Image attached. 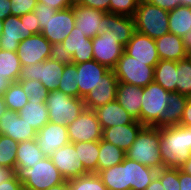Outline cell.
Returning <instances> with one entry per match:
<instances>
[{
	"label": "cell",
	"instance_id": "obj_1",
	"mask_svg": "<svg viewBox=\"0 0 191 190\" xmlns=\"http://www.w3.org/2000/svg\"><path fill=\"white\" fill-rule=\"evenodd\" d=\"M160 155L164 168H180L191 156V127L159 128Z\"/></svg>",
	"mask_w": 191,
	"mask_h": 190
},
{
	"label": "cell",
	"instance_id": "obj_2",
	"mask_svg": "<svg viewBox=\"0 0 191 190\" xmlns=\"http://www.w3.org/2000/svg\"><path fill=\"white\" fill-rule=\"evenodd\" d=\"M40 23L41 34L57 49L75 26L72 7L54 10L37 2L33 10Z\"/></svg>",
	"mask_w": 191,
	"mask_h": 190
},
{
	"label": "cell",
	"instance_id": "obj_3",
	"mask_svg": "<svg viewBox=\"0 0 191 190\" xmlns=\"http://www.w3.org/2000/svg\"><path fill=\"white\" fill-rule=\"evenodd\" d=\"M125 155L128 159L155 170L163 168L159 147V128L144 126Z\"/></svg>",
	"mask_w": 191,
	"mask_h": 190
},
{
	"label": "cell",
	"instance_id": "obj_4",
	"mask_svg": "<svg viewBox=\"0 0 191 190\" xmlns=\"http://www.w3.org/2000/svg\"><path fill=\"white\" fill-rule=\"evenodd\" d=\"M15 175L24 190H47L65 181L50 157H44L30 168L16 167Z\"/></svg>",
	"mask_w": 191,
	"mask_h": 190
},
{
	"label": "cell",
	"instance_id": "obj_5",
	"mask_svg": "<svg viewBox=\"0 0 191 190\" xmlns=\"http://www.w3.org/2000/svg\"><path fill=\"white\" fill-rule=\"evenodd\" d=\"M168 13L165 9L140 0L133 16L135 30L154 40L162 37L169 33Z\"/></svg>",
	"mask_w": 191,
	"mask_h": 190
},
{
	"label": "cell",
	"instance_id": "obj_6",
	"mask_svg": "<svg viewBox=\"0 0 191 190\" xmlns=\"http://www.w3.org/2000/svg\"><path fill=\"white\" fill-rule=\"evenodd\" d=\"M64 67L65 59L55 54L42 63L21 66L18 81H40L49 92L55 91L59 87Z\"/></svg>",
	"mask_w": 191,
	"mask_h": 190
},
{
	"label": "cell",
	"instance_id": "obj_7",
	"mask_svg": "<svg viewBox=\"0 0 191 190\" xmlns=\"http://www.w3.org/2000/svg\"><path fill=\"white\" fill-rule=\"evenodd\" d=\"M45 103L49 122L59 125L72 123L85 109L82 98L71 97L58 90L49 92Z\"/></svg>",
	"mask_w": 191,
	"mask_h": 190
},
{
	"label": "cell",
	"instance_id": "obj_8",
	"mask_svg": "<svg viewBox=\"0 0 191 190\" xmlns=\"http://www.w3.org/2000/svg\"><path fill=\"white\" fill-rule=\"evenodd\" d=\"M154 68L123 52L112 70L119 82L146 87L154 81Z\"/></svg>",
	"mask_w": 191,
	"mask_h": 190
},
{
	"label": "cell",
	"instance_id": "obj_9",
	"mask_svg": "<svg viewBox=\"0 0 191 190\" xmlns=\"http://www.w3.org/2000/svg\"><path fill=\"white\" fill-rule=\"evenodd\" d=\"M161 85L152 82L143 87L141 102L140 123L144 126H155L168 105V94Z\"/></svg>",
	"mask_w": 191,
	"mask_h": 190
},
{
	"label": "cell",
	"instance_id": "obj_10",
	"mask_svg": "<svg viewBox=\"0 0 191 190\" xmlns=\"http://www.w3.org/2000/svg\"><path fill=\"white\" fill-rule=\"evenodd\" d=\"M56 54L75 64L94 60L92 39L73 28L71 34L56 49Z\"/></svg>",
	"mask_w": 191,
	"mask_h": 190
},
{
	"label": "cell",
	"instance_id": "obj_11",
	"mask_svg": "<svg viewBox=\"0 0 191 190\" xmlns=\"http://www.w3.org/2000/svg\"><path fill=\"white\" fill-rule=\"evenodd\" d=\"M67 131L71 143L100 141L103 132L94 111L86 108L67 125Z\"/></svg>",
	"mask_w": 191,
	"mask_h": 190
},
{
	"label": "cell",
	"instance_id": "obj_12",
	"mask_svg": "<svg viewBox=\"0 0 191 190\" xmlns=\"http://www.w3.org/2000/svg\"><path fill=\"white\" fill-rule=\"evenodd\" d=\"M17 54L23 65L42 63L56 54V48L40 33L19 43Z\"/></svg>",
	"mask_w": 191,
	"mask_h": 190
},
{
	"label": "cell",
	"instance_id": "obj_13",
	"mask_svg": "<svg viewBox=\"0 0 191 190\" xmlns=\"http://www.w3.org/2000/svg\"><path fill=\"white\" fill-rule=\"evenodd\" d=\"M75 15V28L88 38L108 32L105 26V12L81 4L72 6Z\"/></svg>",
	"mask_w": 191,
	"mask_h": 190
},
{
	"label": "cell",
	"instance_id": "obj_14",
	"mask_svg": "<svg viewBox=\"0 0 191 190\" xmlns=\"http://www.w3.org/2000/svg\"><path fill=\"white\" fill-rule=\"evenodd\" d=\"M94 60L112 70L124 52L117 38L106 32L92 38Z\"/></svg>",
	"mask_w": 191,
	"mask_h": 190
},
{
	"label": "cell",
	"instance_id": "obj_15",
	"mask_svg": "<svg viewBox=\"0 0 191 190\" xmlns=\"http://www.w3.org/2000/svg\"><path fill=\"white\" fill-rule=\"evenodd\" d=\"M50 159L65 180L88 174L80 161L74 143L69 142L62 146L50 156Z\"/></svg>",
	"mask_w": 191,
	"mask_h": 190
},
{
	"label": "cell",
	"instance_id": "obj_16",
	"mask_svg": "<svg viewBox=\"0 0 191 190\" xmlns=\"http://www.w3.org/2000/svg\"><path fill=\"white\" fill-rule=\"evenodd\" d=\"M78 97L84 99L86 95L96 88L110 69L95 60L76 64Z\"/></svg>",
	"mask_w": 191,
	"mask_h": 190
},
{
	"label": "cell",
	"instance_id": "obj_17",
	"mask_svg": "<svg viewBox=\"0 0 191 190\" xmlns=\"http://www.w3.org/2000/svg\"><path fill=\"white\" fill-rule=\"evenodd\" d=\"M124 52L146 65L155 67L160 61L155 40L135 31L132 39L124 47Z\"/></svg>",
	"mask_w": 191,
	"mask_h": 190
},
{
	"label": "cell",
	"instance_id": "obj_18",
	"mask_svg": "<svg viewBox=\"0 0 191 190\" xmlns=\"http://www.w3.org/2000/svg\"><path fill=\"white\" fill-rule=\"evenodd\" d=\"M45 157H50L56 150L69 143L67 125L48 122L35 138Z\"/></svg>",
	"mask_w": 191,
	"mask_h": 190
},
{
	"label": "cell",
	"instance_id": "obj_19",
	"mask_svg": "<svg viewBox=\"0 0 191 190\" xmlns=\"http://www.w3.org/2000/svg\"><path fill=\"white\" fill-rule=\"evenodd\" d=\"M0 135H6L18 143L35 139L37 131L23 120L18 112L7 109L0 118Z\"/></svg>",
	"mask_w": 191,
	"mask_h": 190
},
{
	"label": "cell",
	"instance_id": "obj_20",
	"mask_svg": "<svg viewBox=\"0 0 191 190\" xmlns=\"http://www.w3.org/2000/svg\"><path fill=\"white\" fill-rule=\"evenodd\" d=\"M118 82L113 70H110L103 76V81L83 99L85 108L94 110L99 106L116 100Z\"/></svg>",
	"mask_w": 191,
	"mask_h": 190
},
{
	"label": "cell",
	"instance_id": "obj_21",
	"mask_svg": "<svg viewBox=\"0 0 191 190\" xmlns=\"http://www.w3.org/2000/svg\"><path fill=\"white\" fill-rule=\"evenodd\" d=\"M3 33L0 37V49L17 52L19 43L26 39L25 15H10L3 20Z\"/></svg>",
	"mask_w": 191,
	"mask_h": 190
},
{
	"label": "cell",
	"instance_id": "obj_22",
	"mask_svg": "<svg viewBox=\"0 0 191 190\" xmlns=\"http://www.w3.org/2000/svg\"><path fill=\"white\" fill-rule=\"evenodd\" d=\"M143 127V124L135 120L130 124L105 128L102 132V139L126 152Z\"/></svg>",
	"mask_w": 191,
	"mask_h": 190
},
{
	"label": "cell",
	"instance_id": "obj_23",
	"mask_svg": "<svg viewBox=\"0 0 191 190\" xmlns=\"http://www.w3.org/2000/svg\"><path fill=\"white\" fill-rule=\"evenodd\" d=\"M102 130L112 126L133 123L135 119L116 101L108 102L93 110Z\"/></svg>",
	"mask_w": 191,
	"mask_h": 190
},
{
	"label": "cell",
	"instance_id": "obj_24",
	"mask_svg": "<svg viewBox=\"0 0 191 190\" xmlns=\"http://www.w3.org/2000/svg\"><path fill=\"white\" fill-rule=\"evenodd\" d=\"M116 101L136 120L140 122L143 87L118 82Z\"/></svg>",
	"mask_w": 191,
	"mask_h": 190
},
{
	"label": "cell",
	"instance_id": "obj_25",
	"mask_svg": "<svg viewBox=\"0 0 191 190\" xmlns=\"http://www.w3.org/2000/svg\"><path fill=\"white\" fill-rule=\"evenodd\" d=\"M105 26L108 28V33L114 35L118 43L124 47L136 31L133 17L108 12L105 13Z\"/></svg>",
	"mask_w": 191,
	"mask_h": 190
},
{
	"label": "cell",
	"instance_id": "obj_26",
	"mask_svg": "<svg viewBox=\"0 0 191 190\" xmlns=\"http://www.w3.org/2000/svg\"><path fill=\"white\" fill-rule=\"evenodd\" d=\"M187 101V96L178 92H170L168 94V105L160 116V121L154 127L166 128L180 125Z\"/></svg>",
	"mask_w": 191,
	"mask_h": 190
},
{
	"label": "cell",
	"instance_id": "obj_27",
	"mask_svg": "<svg viewBox=\"0 0 191 190\" xmlns=\"http://www.w3.org/2000/svg\"><path fill=\"white\" fill-rule=\"evenodd\" d=\"M157 52L160 60L179 61L188 57L184 48L182 37L167 33L160 38L155 39Z\"/></svg>",
	"mask_w": 191,
	"mask_h": 190
},
{
	"label": "cell",
	"instance_id": "obj_28",
	"mask_svg": "<svg viewBox=\"0 0 191 190\" xmlns=\"http://www.w3.org/2000/svg\"><path fill=\"white\" fill-rule=\"evenodd\" d=\"M157 174V170L127 158L128 190H145Z\"/></svg>",
	"mask_w": 191,
	"mask_h": 190
},
{
	"label": "cell",
	"instance_id": "obj_29",
	"mask_svg": "<svg viewBox=\"0 0 191 190\" xmlns=\"http://www.w3.org/2000/svg\"><path fill=\"white\" fill-rule=\"evenodd\" d=\"M46 101H36L31 97L28 103L18 111L19 116L30 124L37 132L49 122Z\"/></svg>",
	"mask_w": 191,
	"mask_h": 190
},
{
	"label": "cell",
	"instance_id": "obj_30",
	"mask_svg": "<svg viewBox=\"0 0 191 190\" xmlns=\"http://www.w3.org/2000/svg\"><path fill=\"white\" fill-rule=\"evenodd\" d=\"M108 190H128L127 157L122 163L102 170L97 174Z\"/></svg>",
	"mask_w": 191,
	"mask_h": 190
},
{
	"label": "cell",
	"instance_id": "obj_31",
	"mask_svg": "<svg viewBox=\"0 0 191 190\" xmlns=\"http://www.w3.org/2000/svg\"><path fill=\"white\" fill-rule=\"evenodd\" d=\"M45 157L35 139L18 144L16 151V167L30 168Z\"/></svg>",
	"mask_w": 191,
	"mask_h": 190
},
{
	"label": "cell",
	"instance_id": "obj_32",
	"mask_svg": "<svg viewBox=\"0 0 191 190\" xmlns=\"http://www.w3.org/2000/svg\"><path fill=\"white\" fill-rule=\"evenodd\" d=\"M169 33L179 37L191 31V7L180 5L168 13Z\"/></svg>",
	"mask_w": 191,
	"mask_h": 190
},
{
	"label": "cell",
	"instance_id": "obj_33",
	"mask_svg": "<svg viewBox=\"0 0 191 190\" xmlns=\"http://www.w3.org/2000/svg\"><path fill=\"white\" fill-rule=\"evenodd\" d=\"M177 61L160 60L154 68V82L169 92H176Z\"/></svg>",
	"mask_w": 191,
	"mask_h": 190
},
{
	"label": "cell",
	"instance_id": "obj_34",
	"mask_svg": "<svg viewBox=\"0 0 191 190\" xmlns=\"http://www.w3.org/2000/svg\"><path fill=\"white\" fill-rule=\"evenodd\" d=\"M126 157L125 152L112 143L103 139L99 141V155L97 164V174L109 167L122 163Z\"/></svg>",
	"mask_w": 191,
	"mask_h": 190
},
{
	"label": "cell",
	"instance_id": "obj_35",
	"mask_svg": "<svg viewBox=\"0 0 191 190\" xmlns=\"http://www.w3.org/2000/svg\"><path fill=\"white\" fill-rule=\"evenodd\" d=\"M76 152L88 173L97 174V164L99 155V141L74 143Z\"/></svg>",
	"mask_w": 191,
	"mask_h": 190
},
{
	"label": "cell",
	"instance_id": "obj_36",
	"mask_svg": "<svg viewBox=\"0 0 191 190\" xmlns=\"http://www.w3.org/2000/svg\"><path fill=\"white\" fill-rule=\"evenodd\" d=\"M21 63L17 52L0 49V76L12 82H17L20 76Z\"/></svg>",
	"mask_w": 191,
	"mask_h": 190
},
{
	"label": "cell",
	"instance_id": "obj_37",
	"mask_svg": "<svg viewBox=\"0 0 191 190\" xmlns=\"http://www.w3.org/2000/svg\"><path fill=\"white\" fill-rule=\"evenodd\" d=\"M77 67L75 63L65 60V67L60 79L58 91L71 97H78Z\"/></svg>",
	"mask_w": 191,
	"mask_h": 190
},
{
	"label": "cell",
	"instance_id": "obj_38",
	"mask_svg": "<svg viewBox=\"0 0 191 190\" xmlns=\"http://www.w3.org/2000/svg\"><path fill=\"white\" fill-rule=\"evenodd\" d=\"M3 98L9 110L18 112L28 103L29 97L17 81L10 83L8 89L3 93Z\"/></svg>",
	"mask_w": 191,
	"mask_h": 190
},
{
	"label": "cell",
	"instance_id": "obj_39",
	"mask_svg": "<svg viewBox=\"0 0 191 190\" xmlns=\"http://www.w3.org/2000/svg\"><path fill=\"white\" fill-rule=\"evenodd\" d=\"M176 92L191 97V60L189 57L177 62Z\"/></svg>",
	"mask_w": 191,
	"mask_h": 190
},
{
	"label": "cell",
	"instance_id": "obj_40",
	"mask_svg": "<svg viewBox=\"0 0 191 190\" xmlns=\"http://www.w3.org/2000/svg\"><path fill=\"white\" fill-rule=\"evenodd\" d=\"M18 142L6 135H0V167L15 170Z\"/></svg>",
	"mask_w": 191,
	"mask_h": 190
},
{
	"label": "cell",
	"instance_id": "obj_41",
	"mask_svg": "<svg viewBox=\"0 0 191 190\" xmlns=\"http://www.w3.org/2000/svg\"><path fill=\"white\" fill-rule=\"evenodd\" d=\"M68 181L70 190H108L96 173H88Z\"/></svg>",
	"mask_w": 191,
	"mask_h": 190
},
{
	"label": "cell",
	"instance_id": "obj_42",
	"mask_svg": "<svg viewBox=\"0 0 191 190\" xmlns=\"http://www.w3.org/2000/svg\"><path fill=\"white\" fill-rule=\"evenodd\" d=\"M156 177L161 181L165 190H180L179 168H161Z\"/></svg>",
	"mask_w": 191,
	"mask_h": 190
},
{
	"label": "cell",
	"instance_id": "obj_43",
	"mask_svg": "<svg viewBox=\"0 0 191 190\" xmlns=\"http://www.w3.org/2000/svg\"><path fill=\"white\" fill-rule=\"evenodd\" d=\"M140 0H110L109 13L133 17Z\"/></svg>",
	"mask_w": 191,
	"mask_h": 190
},
{
	"label": "cell",
	"instance_id": "obj_44",
	"mask_svg": "<svg viewBox=\"0 0 191 190\" xmlns=\"http://www.w3.org/2000/svg\"><path fill=\"white\" fill-rule=\"evenodd\" d=\"M18 82L28 97H31L36 101H46L49 91L42 85L40 81L27 80Z\"/></svg>",
	"mask_w": 191,
	"mask_h": 190
},
{
	"label": "cell",
	"instance_id": "obj_45",
	"mask_svg": "<svg viewBox=\"0 0 191 190\" xmlns=\"http://www.w3.org/2000/svg\"><path fill=\"white\" fill-rule=\"evenodd\" d=\"M11 2V15L20 17L33 12L38 0H11Z\"/></svg>",
	"mask_w": 191,
	"mask_h": 190
},
{
	"label": "cell",
	"instance_id": "obj_46",
	"mask_svg": "<svg viewBox=\"0 0 191 190\" xmlns=\"http://www.w3.org/2000/svg\"><path fill=\"white\" fill-rule=\"evenodd\" d=\"M26 38L33 34H40V23L34 12L25 14Z\"/></svg>",
	"mask_w": 191,
	"mask_h": 190
},
{
	"label": "cell",
	"instance_id": "obj_47",
	"mask_svg": "<svg viewBox=\"0 0 191 190\" xmlns=\"http://www.w3.org/2000/svg\"><path fill=\"white\" fill-rule=\"evenodd\" d=\"M79 4L109 13L110 0H82Z\"/></svg>",
	"mask_w": 191,
	"mask_h": 190
},
{
	"label": "cell",
	"instance_id": "obj_48",
	"mask_svg": "<svg viewBox=\"0 0 191 190\" xmlns=\"http://www.w3.org/2000/svg\"><path fill=\"white\" fill-rule=\"evenodd\" d=\"M38 2L54 10H62L73 6L70 0H38Z\"/></svg>",
	"mask_w": 191,
	"mask_h": 190
},
{
	"label": "cell",
	"instance_id": "obj_49",
	"mask_svg": "<svg viewBox=\"0 0 191 190\" xmlns=\"http://www.w3.org/2000/svg\"><path fill=\"white\" fill-rule=\"evenodd\" d=\"M148 3L158 6L167 11L174 10L176 7L180 6V0H145Z\"/></svg>",
	"mask_w": 191,
	"mask_h": 190
},
{
	"label": "cell",
	"instance_id": "obj_50",
	"mask_svg": "<svg viewBox=\"0 0 191 190\" xmlns=\"http://www.w3.org/2000/svg\"><path fill=\"white\" fill-rule=\"evenodd\" d=\"M0 190H24V188L23 184L17 179V176L15 175L12 179L1 182Z\"/></svg>",
	"mask_w": 191,
	"mask_h": 190
},
{
	"label": "cell",
	"instance_id": "obj_51",
	"mask_svg": "<svg viewBox=\"0 0 191 190\" xmlns=\"http://www.w3.org/2000/svg\"><path fill=\"white\" fill-rule=\"evenodd\" d=\"M180 125L185 127H191V97H188V101L185 105Z\"/></svg>",
	"mask_w": 191,
	"mask_h": 190
},
{
	"label": "cell",
	"instance_id": "obj_52",
	"mask_svg": "<svg viewBox=\"0 0 191 190\" xmlns=\"http://www.w3.org/2000/svg\"><path fill=\"white\" fill-rule=\"evenodd\" d=\"M180 190H191V175L179 169Z\"/></svg>",
	"mask_w": 191,
	"mask_h": 190
},
{
	"label": "cell",
	"instance_id": "obj_53",
	"mask_svg": "<svg viewBox=\"0 0 191 190\" xmlns=\"http://www.w3.org/2000/svg\"><path fill=\"white\" fill-rule=\"evenodd\" d=\"M11 0H0V19L4 20L11 15Z\"/></svg>",
	"mask_w": 191,
	"mask_h": 190
},
{
	"label": "cell",
	"instance_id": "obj_54",
	"mask_svg": "<svg viewBox=\"0 0 191 190\" xmlns=\"http://www.w3.org/2000/svg\"><path fill=\"white\" fill-rule=\"evenodd\" d=\"M15 176V170L6 167H0V183L8 181Z\"/></svg>",
	"mask_w": 191,
	"mask_h": 190
},
{
	"label": "cell",
	"instance_id": "obj_55",
	"mask_svg": "<svg viewBox=\"0 0 191 190\" xmlns=\"http://www.w3.org/2000/svg\"><path fill=\"white\" fill-rule=\"evenodd\" d=\"M145 190H165L161 181L155 176Z\"/></svg>",
	"mask_w": 191,
	"mask_h": 190
},
{
	"label": "cell",
	"instance_id": "obj_56",
	"mask_svg": "<svg viewBox=\"0 0 191 190\" xmlns=\"http://www.w3.org/2000/svg\"><path fill=\"white\" fill-rule=\"evenodd\" d=\"M182 41L184 43V48L187 53H191V31H188L185 36L182 37Z\"/></svg>",
	"mask_w": 191,
	"mask_h": 190
},
{
	"label": "cell",
	"instance_id": "obj_57",
	"mask_svg": "<svg viewBox=\"0 0 191 190\" xmlns=\"http://www.w3.org/2000/svg\"><path fill=\"white\" fill-rule=\"evenodd\" d=\"M47 190H70L69 181L65 180L64 182L54 185V186L48 188Z\"/></svg>",
	"mask_w": 191,
	"mask_h": 190
},
{
	"label": "cell",
	"instance_id": "obj_58",
	"mask_svg": "<svg viewBox=\"0 0 191 190\" xmlns=\"http://www.w3.org/2000/svg\"><path fill=\"white\" fill-rule=\"evenodd\" d=\"M10 81L0 76V94H3L9 87Z\"/></svg>",
	"mask_w": 191,
	"mask_h": 190
},
{
	"label": "cell",
	"instance_id": "obj_59",
	"mask_svg": "<svg viewBox=\"0 0 191 190\" xmlns=\"http://www.w3.org/2000/svg\"><path fill=\"white\" fill-rule=\"evenodd\" d=\"M179 169L184 173L191 175V156Z\"/></svg>",
	"mask_w": 191,
	"mask_h": 190
},
{
	"label": "cell",
	"instance_id": "obj_60",
	"mask_svg": "<svg viewBox=\"0 0 191 190\" xmlns=\"http://www.w3.org/2000/svg\"><path fill=\"white\" fill-rule=\"evenodd\" d=\"M6 103L3 98V94H0V118L7 111Z\"/></svg>",
	"mask_w": 191,
	"mask_h": 190
},
{
	"label": "cell",
	"instance_id": "obj_61",
	"mask_svg": "<svg viewBox=\"0 0 191 190\" xmlns=\"http://www.w3.org/2000/svg\"><path fill=\"white\" fill-rule=\"evenodd\" d=\"M181 5L191 7V0H180Z\"/></svg>",
	"mask_w": 191,
	"mask_h": 190
},
{
	"label": "cell",
	"instance_id": "obj_62",
	"mask_svg": "<svg viewBox=\"0 0 191 190\" xmlns=\"http://www.w3.org/2000/svg\"><path fill=\"white\" fill-rule=\"evenodd\" d=\"M2 29H3V20L0 19V37H1L2 33H3Z\"/></svg>",
	"mask_w": 191,
	"mask_h": 190
},
{
	"label": "cell",
	"instance_id": "obj_63",
	"mask_svg": "<svg viewBox=\"0 0 191 190\" xmlns=\"http://www.w3.org/2000/svg\"><path fill=\"white\" fill-rule=\"evenodd\" d=\"M72 5L79 4L82 0H70Z\"/></svg>",
	"mask_w": 191,
	"mask_h": 190
}]
</instances>
